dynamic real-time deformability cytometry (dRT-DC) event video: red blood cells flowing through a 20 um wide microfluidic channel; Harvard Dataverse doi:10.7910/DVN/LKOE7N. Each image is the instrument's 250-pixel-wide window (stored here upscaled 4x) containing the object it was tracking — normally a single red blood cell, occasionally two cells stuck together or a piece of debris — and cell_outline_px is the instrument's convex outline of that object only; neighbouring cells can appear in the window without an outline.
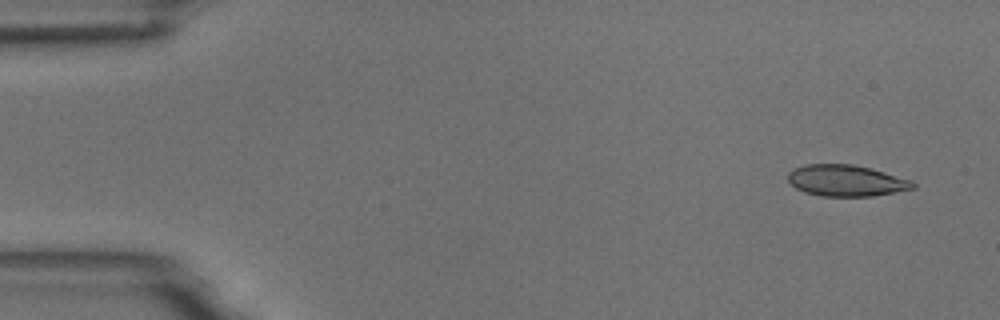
{"species": "common noctule bat (a hibernating species)", "species_latin": "Nyctalus noctula", "temperature_condition": "room temperature", "stored_images_in_passage": 7, "camera_frame_rate_fps": 3000, "um_per_image_px": 0.085, "animal": {"sex": "male", "body_mass_g": 18.8}, "frame": {"image": 1, "passage_image": 1, "time_ms": 0.0, "image_size_px": [1000, 320], "cell_outline_px": [[916, 188], [872, 196], [820, 196], [804, 192], [796, 188], [788, 180], [788, 172], [792, 168], [804, 164], [852, 164], [868, 168], [912, 180], [916, 184]], "centroid_in_image_um": [71.89, 15.35], "position_along_channel_um": 13.1, "area_um2": 22.77}}
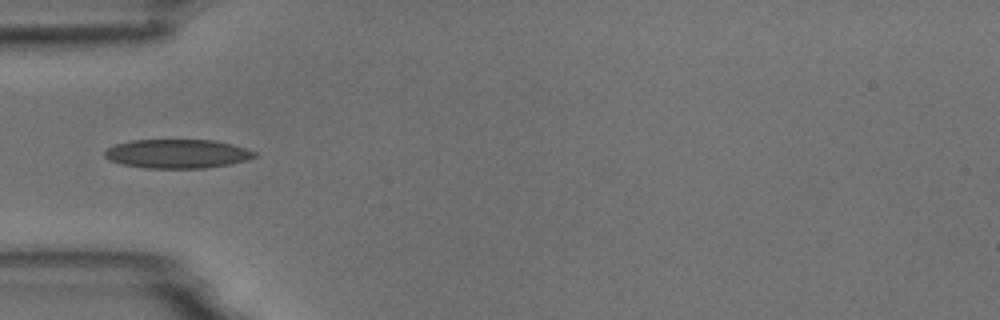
{"frame": {"image": 2, "passage_image": 4, "time_ms": 4.667, "image_size_px": [1000, 320], "cell_outline_px": [[256, 156], [248, 160], [228, 164], [204, 168], [144, 168], [124, 164], [108, 160], [104, 156], [104, 152], [108, 148], [116, 144], [132, 140], [212, 140], [232, 144], [256, 152]], "centroid_in_image_um": [15.06, 13.07], "position_along_channel_um": 69.9, "area_um2": 25.14}}